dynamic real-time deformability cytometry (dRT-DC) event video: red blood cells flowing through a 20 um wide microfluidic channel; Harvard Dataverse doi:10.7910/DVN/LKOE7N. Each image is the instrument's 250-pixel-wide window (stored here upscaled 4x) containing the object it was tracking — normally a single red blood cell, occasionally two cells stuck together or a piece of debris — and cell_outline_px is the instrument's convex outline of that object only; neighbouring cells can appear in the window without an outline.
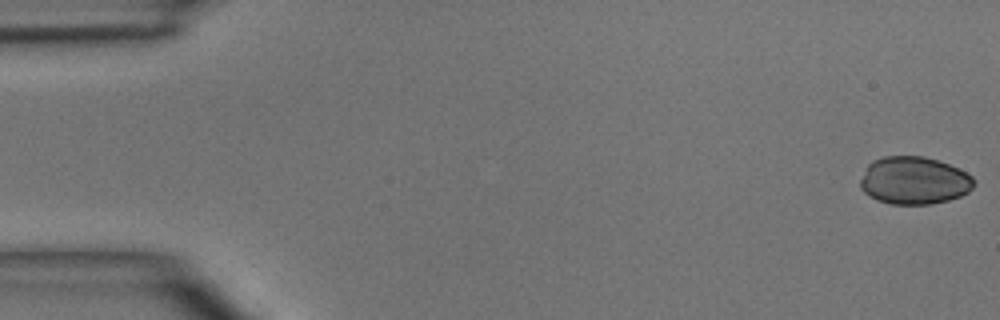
{"species": "common noctule bat (a hibernating species)", "species_latin": "Nyctalus noctula", "temperature_condition": "room temperature", "stored_images_in_passage": 4, "camera_frame_rate_fps": 3000, "um_per_image_px": 0.085, "animal": {"sex": "male", "body_mass_g": 15.6}, "frame": {"image": 1, "passage_image": 1, "time_ms": 0.0, "image_size_px": [1000, 320], "cell_outline_px": [[976, 184], [968, 192], [960, 196], [948, 200], [932, 204], [892, 204], [876, 200], [868, 196], [860, 188], [860, 180], [868, 164], [872, 160], [884, 156], [924, 156], [948, 164], [972, 176], [976, 180]], "centroid_in_image_um": [77.68, 15.35], "position_along_channel_um": 7.3, "area_um2": 31.67}}
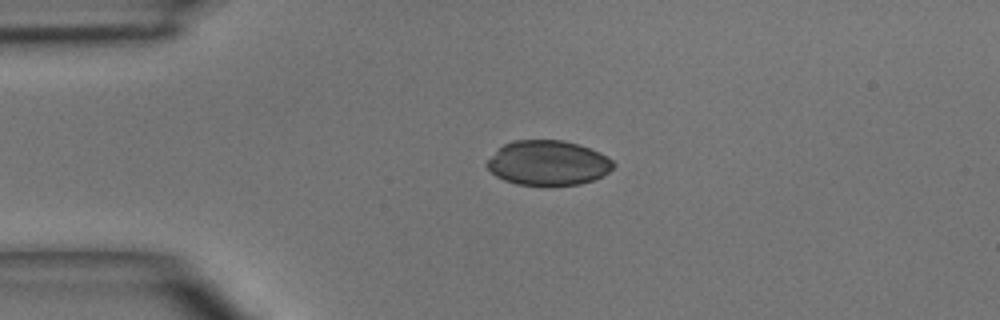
{"frame": {"image": 2, "passage_image": 3, "time_ms": 3.333, "image_size_px": [1000, 320], "cell_outline_px": [[616, 164], [608, 172], [592, 180], [580, 184], [516, 184], [504, 180], [496, 176], [484, 164], [504, 144], [512, 140], [564, 140], [600, 152], [612, 160]], "centroid_in_image_um": [46.57, 13.83], "position_along_channel_um": 38.4, "area_um2": 32.48}}